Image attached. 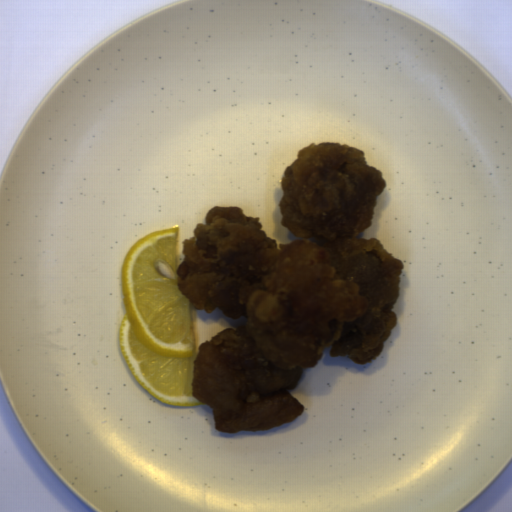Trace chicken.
<instances>
[{
  "instance_id": "1",
  "label": "chicken",
  "mask_w": 512,
  "mask_h": 512,
  "mask_svg": "<svg viewBox=\"0 0 512 512\" xmlns=\"http://www.w3.org/2000/svg\"><path fill=\"white\" fill-rule=\"evenodd\" d=\"M281 186V225L302 240L278 245L260 217L223 206L183 242L177 286L192 307L246 316L204 341L194 361L192 396L218 432L290 422L304 408L287 390L327 348L363 365L397 326L404 262L380 240L357 237L387 186L381 170L357 147L315 142L298 150Z\"/></svg>"
}]
</instances>
